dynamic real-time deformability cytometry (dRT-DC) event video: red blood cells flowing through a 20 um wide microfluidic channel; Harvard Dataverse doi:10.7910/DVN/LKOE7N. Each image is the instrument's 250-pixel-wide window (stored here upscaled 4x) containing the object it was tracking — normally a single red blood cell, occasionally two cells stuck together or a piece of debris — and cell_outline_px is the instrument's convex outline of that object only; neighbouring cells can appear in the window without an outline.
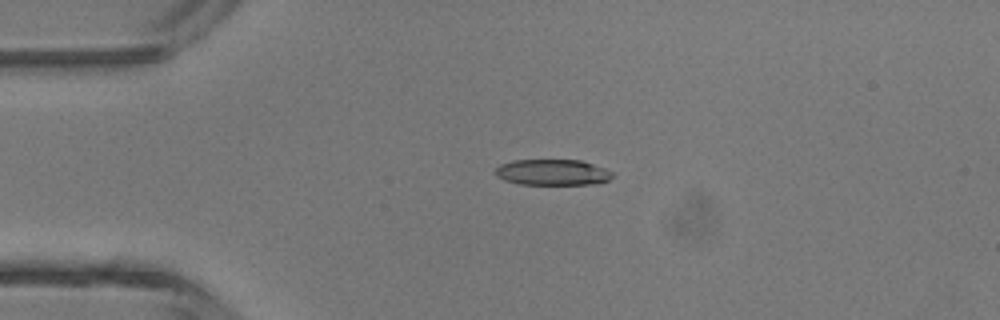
{"species": "common noctule bat (a hibernating species)", "species_latin": "Nyctalus noctula", "temperature_condition": "room temperature", "stored_images_in_passage": 3, "camera_frame_rate_fps": 3000, "um_per_image_px": 0.085, "animal": {"sex": "male", "body_mass_g": 13.3}, "frame": {"image": 1, "passage_image": 2, "time_ms": 0.333, "image_size_px": [1000, 320], "cell_outline_px": [[612, 176], [608, 180], [596, 184], [520, 184], [504, 180], [496, 176], [496, 168], [500, 164], [512, 160], [580, 160], [604, 168], [612, 172]], "centroid_in_image_um": [46.94, 14.64], "position_along_channel_um": 38.1, "area_um2": 17.57}}